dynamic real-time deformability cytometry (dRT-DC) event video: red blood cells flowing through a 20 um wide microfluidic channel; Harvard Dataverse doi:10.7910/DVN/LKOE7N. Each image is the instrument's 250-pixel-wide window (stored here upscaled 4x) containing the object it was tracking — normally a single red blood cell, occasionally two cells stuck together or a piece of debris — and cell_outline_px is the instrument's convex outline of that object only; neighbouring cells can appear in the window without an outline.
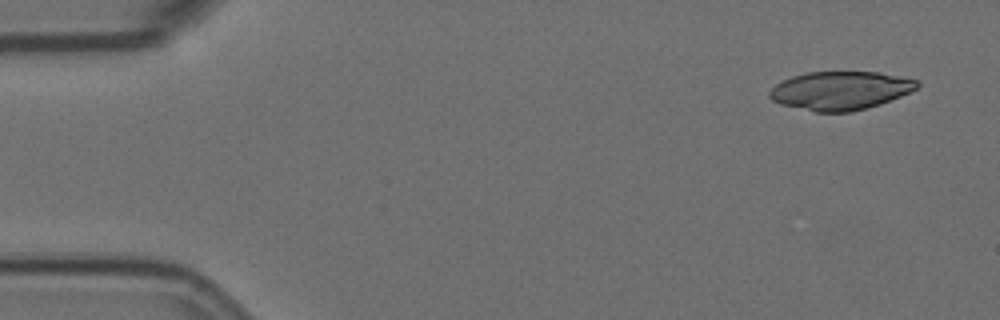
{"species": "Egyptian fruit bat (a non-hibernating species)", "species_latin": "Rousettus aegyptiacus", "temperature_condition": "room temperature", "stored_images_in_passage": 5, "camera_frame_rate_fps": 3000, "um_per_image_px": 0.085, "animal": {"sex": "female"}, "frame": {"image": 1, "passage_image": 1, "time_ms": 0.0, "image_size_px": [1000, 320], "cell_outline_px": [[920, 84], [916, 88], [900, 96], [880, 104], [848, 112], [816, 112], [780, 104], [772, 100], [768, 96], [768, 92], [776, 84], [792, 76], [808, 72], [880, 72], [920, 80]], "centroid_in_image_um": [71.42, 7.69], "position_along_channel_um": 13.6, "area_um2": 32.95}}